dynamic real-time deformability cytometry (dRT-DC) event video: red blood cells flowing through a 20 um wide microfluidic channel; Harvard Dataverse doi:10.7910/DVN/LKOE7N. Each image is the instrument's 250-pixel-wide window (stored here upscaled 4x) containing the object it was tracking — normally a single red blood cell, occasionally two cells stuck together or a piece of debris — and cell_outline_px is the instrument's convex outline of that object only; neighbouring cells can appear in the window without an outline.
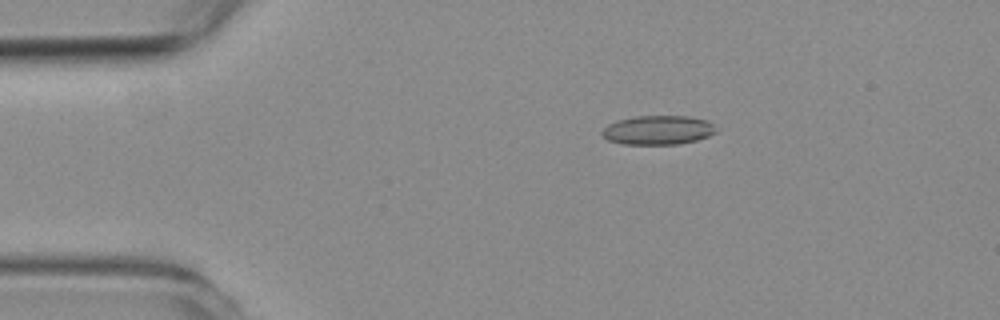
{"species": "common noctule bat (a hibernating species)", "species_latin": "Nyctalus noctula", "temperature_condition": "room temperature", "stored_images_in_passage": 58, "camera_frame_rate_fps": 3000, "um_per_image_px": 0.085, "animal": {"sex": "female", "body_mass_g": 19.3, "forearm_length_mm": 54.1}, "frame": {"image": 1, "passage_image": 11, "time_ms": 3.333, "image_size_px": [1000, 320], "cell_outline_px": [[720, 128], [716, 132], [708, 136], [696, 140], [680, 144], [624, 144], [608, 140], [600, 132], [608, 124], [616, 120], [636, 116], [688, 116], [708, 120]], "centroid_in_image_um": [55.97, 11.05], "position_along_channel_um": 29.0, "area_um2": 19.54}}
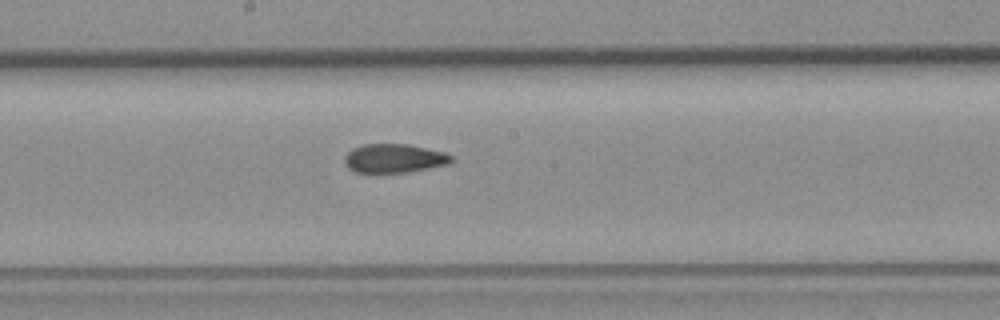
{"frame": {"image": 2, "passage_image": 31, "time_ms": 10.0, "image_size_px": [1000, 320], "cell_outline_px": [[452, 160], [448, 164], [408, 172], [356, 172], [348, 168], [344, 164], [344, 156], [352, 148], [364, 144], [408, 144], [444, 152], [452, 156]], "centroid_in_image_um": [33.47, 13.45], "position_along_channel_um": 214.7, "area_um2": 17.86}}
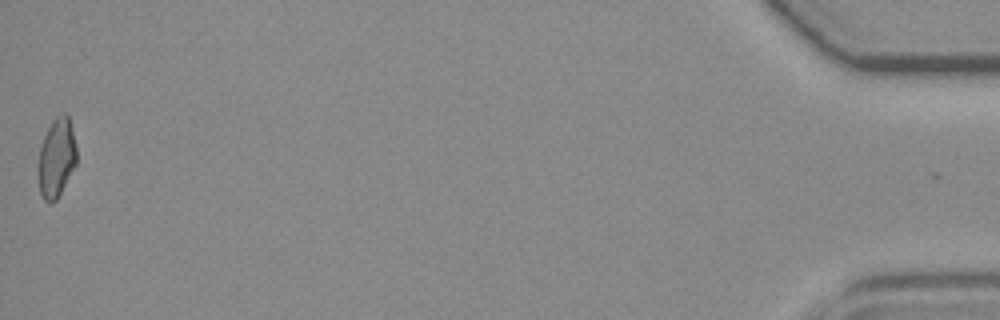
{"frame": {"image": 3, "passage_image": 58, "time_ms": 19.0, "image_size_px": [1000, 320], "cell_outline_px": [[76, 164], [56, 200], [52, 204], [48, 204], [44, 200], [40, 192], [40, 148], [44, 136], [52, 120], [60, 112], [68, 112], [76, 144]], "centroid_in_image_um": [4.84, 13.36], "position_along_channel_um": 430.4, "area_um2": 17.46}, "authors_computed_cell_mechanics": {"area_um2": 18.496, "velocity_mm_per_s": 3.5702, "shape_relaxation_time_tau1_ms": null, "shape_relaxation_time_tau2_ms": 2.658, "deformation_change_tau1": null, "deformation_change_tau2": 0.099}}